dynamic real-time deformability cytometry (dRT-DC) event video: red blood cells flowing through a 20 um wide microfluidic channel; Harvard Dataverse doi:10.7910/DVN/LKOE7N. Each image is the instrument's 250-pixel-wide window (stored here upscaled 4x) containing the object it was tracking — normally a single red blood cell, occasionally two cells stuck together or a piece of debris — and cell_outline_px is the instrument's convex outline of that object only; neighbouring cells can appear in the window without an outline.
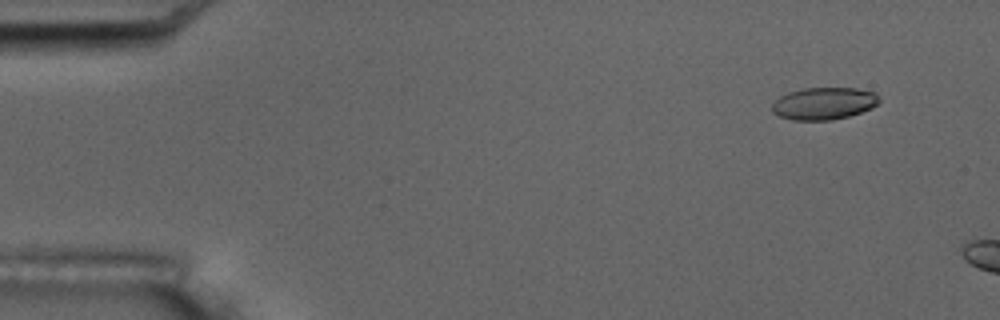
{"species": "common noctule bat (a hibernating species)", "species_latin": "Nyctalus noctula", "temperature_condition": "room temperature", "stored_images_in_passage": 3, "camera_frame_rate_fps": 3000, "um_per_image_px": 0.085, "animal": {"sex": "male", "body_mass_g": 17.5, "forearm_length_mm": 52.3}, "frame": {"image": 1, "passage_image": 1, "time_ms": 0.0, "image_size_px": [1000, 320], "cell_outline_px": [[880, 100], [872, 108], [848, 116], [832, 120], [792, 120], [780, 116], [772, 112], [772, 104], [780, 96], [788, 92], [800, 88], [856, 88], [876, 92]], "centroid_in_image_um": [70.02, 8.78], "position_along_channel_um": 15.0, "area_um2": 20.17}}